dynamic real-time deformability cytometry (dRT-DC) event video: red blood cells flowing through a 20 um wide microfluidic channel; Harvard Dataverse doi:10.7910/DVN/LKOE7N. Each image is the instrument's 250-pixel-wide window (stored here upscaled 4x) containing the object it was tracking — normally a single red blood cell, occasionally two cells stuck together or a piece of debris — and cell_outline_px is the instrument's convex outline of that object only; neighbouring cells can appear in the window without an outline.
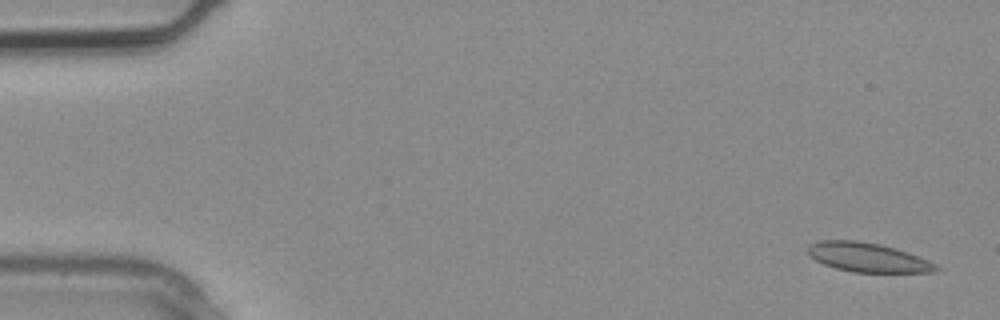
{"species": "common noctule bat (a hibernating species)", "species_latin": "Nyctalus noctula", "temperature_condition": "warm", "stored_images_in_passage": 4, "camera_frame_rate_fps": 3000, "um_per_image_px": 0.085, "animal": {"sex": "male", "body_mass_g": 20.4}, "frame": {"image": 1, "passage_image": 1, "time_ms": 0.0, "image_size_px": [1000, 320], "cell_outline_px": [[940, 268], [936, 272], [852, 272], [836, 268], [824, 264], [808, 256], [808, 244], [820, 240], [856, 240], [880, 244], [896, 248], [908, 252], [928, 260], [936, 264]], "centroid_in_image_um": [73.75, 21.87], "position_along_channel_um": 11.3, "area_um2": 21.91}}